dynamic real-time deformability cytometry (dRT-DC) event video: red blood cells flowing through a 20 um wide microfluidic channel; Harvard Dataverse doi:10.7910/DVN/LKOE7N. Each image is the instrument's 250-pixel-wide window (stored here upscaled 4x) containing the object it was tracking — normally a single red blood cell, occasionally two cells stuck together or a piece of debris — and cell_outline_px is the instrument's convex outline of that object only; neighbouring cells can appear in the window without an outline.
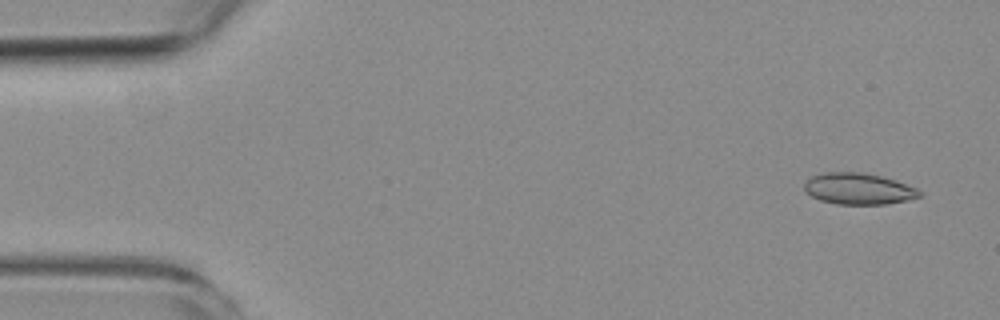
{"species": "common noctule bat (a hibernating species)", "species_latin": "Nyctalus noctula", "temperature_condition": "room temperature", "stored_images_in_passage": 6, "camera_frame_rate_fps": 3000, "um_per_image_px": 0.085, "animal": {"sex": "female", "body_mass_g": 19.3, "forearm_length_mm": 54.1}, "frame": {"image": 1, "passage_image": 1, "time_ms": 0.0, "image_size_px": [1000, 320], "cell_outline_px": [[924, 196], [888, 204], [836, 204], [820, 200], [812, 196], [804, 188], [804, 184], [812, 176], [824, 172], [860, 172], [880, 176], [896, 180], [916, 188], [924, 192]], "centroid_in_image_um": [73.02, 16.05], "position_along_channel_um": 12.0, "area_um2": 21.04}}
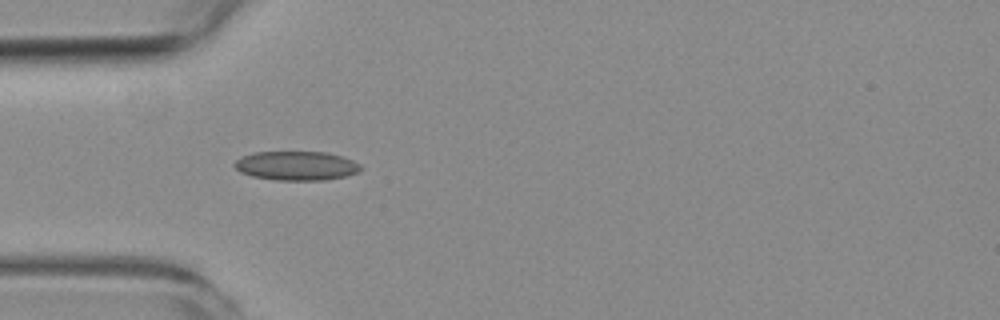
{"frame": {"image": 2, "passage_image": 5, "time_ms": 4.333, "image_size_px": [1000, 320], "cell_outline_px": [[364, 168], [356, 172], [344, 176], [324, 180], [276, 180], [252, 176], [240, 172], [232, 164], [240, 156], [252, 152], [324, 152], [344, 156], [360, 164]], "centroid_in_image_um": [25.17, 14.08], "position_along_channel_um": 59.8, "area_um2": 21.5}}
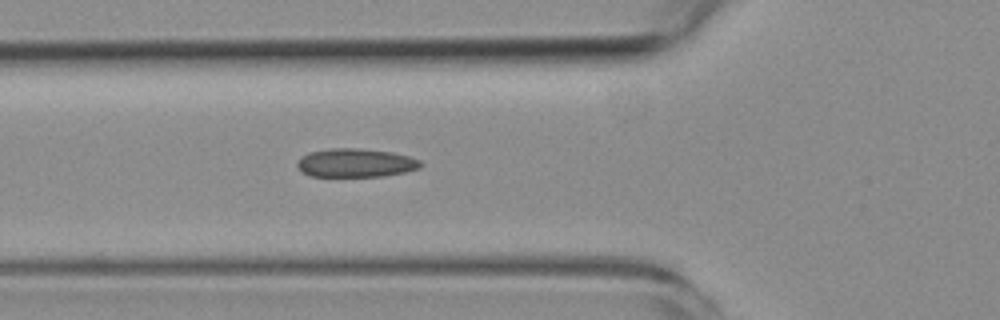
{"frame": {"image": 3, "passage_image": 6, "time_ms": 5.333, "image_size_px": [1000, 320], "cell_outline_px": [[424, 164], [420, 168], [404, 172], [384, 176], [312, 176], [300, 172], [296, 164], [308, 152], [328, 148], [356, 148], [392, 152], [408, 156], [420, 160]], "centroid_in_image_um": [30.24, 13.84], "position_along_channel_um": 95.6, "area_um2": 20.58}}